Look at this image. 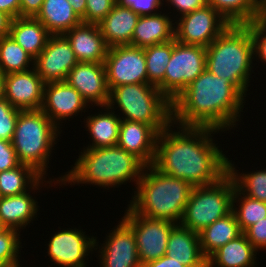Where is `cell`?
<instances>
[{
	"mask_svg": "<svg viewBox=\"0 0 266 267\" xmlns=\"http://www.w3.org/2000/svg\"><path fill=\"white\" fill-rule=\"evenodd\" d=\"M174 125L170 123L158 135L153 163L157 170L193 187L213 184L228 173V158L211 135L220 130L177 125L179 130L173 131Z\"/></svg>",
	"mask_w": 266,
	"mask_h": 267,
	"instance_id": "obj_1",
	"label": "cell"
},
{
	"mask_svg": "<svg viewBox=\"0 0 266 267\" xmlns=\"http://www.w3.org/2000/svg\"><path fill=\"white\" fill-rule=\"evenodd\" d=\"M244 97L229 80L205 69L172 102V123L227 131L240 121Z\"/></svg>",
	"mask_w": 266,
	"mask_h": 267,
	"instance_id": "obj_2",
	"label": "cell"
},
{
	"mask_svg": "<svg viewBox=\"0 0 266 267\" xmlns=\"http://www.w3.org/2000/svg\"><path fill=\"white\" fill-rule=\"evenodd\" d=\"M75 166L65 173L58 180L47 181L46 183L54 186L66 185L72 186L79 184H94L99 187H119L127 181H135V186L146 165L136 156L128 153L119 146L102 147V148H83ZM59 181V182H58ZM73 183V184H72Z\"/></svg>",
	"mask_w": 266,
	"mask_h": 267,
	"instance_id": "obj_3",
	"label": "cell"
},
{
	"mask_svg": "<svg viewBox=\"0 0 266 267\" xmlns=\"http://www.w3.org/2000/svg\"><path fill=\"white\" fill-rule=\"evenodd\" d=\"M192 189L190 183L149 165L144 168L128 207L147 218L179 224Z\"/></svg>",
	"mask_w": 266,
	"mask_h": 267,
	"instance_id": "obj_4",
	"label": "cell"
},
{
	"mask_svg": "<svg viewBox=\"0 0 266 267\" xmlns=\"http://www.w3.org/2000/svg\"><path fill=\"white\" fill-rule=\"evenodd\" d=\"M253 59V40L245 24H231L206 47V69L229 80L245 97Z\"/></svg>",
	"mask_w": 266,
	"mask_h": 267,
	"instance_id": "obj_5",
	"label": "cell"
},
{
	"mask_svg": "<svg viewBox=\"0 0 266 267\" xmlns=\"http://www.w3.org/2000/svg\"><path fill=\"white\" fill-rule=\"evenodd\" d=\"M61 132L41 109L20 110L11 141L20 164L32 167L45 177L54 144Z\"/></svg>",
	"mask_w": 266,
	"mask_h": 267,
	"instance_id": "obj_6",
	"label": "cell"
},
{
	"mask_svg": "<svg viewBox=\"0 0 266 267\" xmlns=\"http://www.w3.org/2000/svg\"><path fill=\"white\" fill-rule=\"evenodd\" d=\"M122 112L123 120L153 126L159 133L172 123V103L148 83L119 85L109 91L107 106Z\"/></svg>",
	"mask_w": 266,
	"mask_h": 267,
	"instance_id": "obj_7",
	"label": "cell"
},
{
	"mask_svg": "<svg viewBox=\"0 0 266 267\" xmlns=\"http://www.w3.org/2000/svg\"><path fill=\"white\" fill-rule=\"evenodd\" d=\"M234 191L228 173L213 184L193 187L179 224L199 233L232 211Z\"/></svg>",
	"mask_w": 266,
	"mask_h": 267,
	"instance_id": "obj_8",
	"label": "cell"
},
{
	"mask_svg": "<svg viewBox=\"0 0 266 267\" xmlns=\"http://www.w3.org/2000/svg\"><path fill=\"white\" fill-rule=\"evenodd\" d=\"M206 69V47L172 40V54L163 81L157 86L172 103Z\"/></svg>",
	"mask_w": 266,
	"mask_h": 267,
	"instance_id": "obj_9",
	"label": "cell"
},
{
	"mask_svg": "<svg viewBox=\"0 0 266 267\" xmlns=\"http://www.w3.org/2000/svg\"><path fill=\"white\" fill-rule=\"evenodd\" d=\"M133 231L141 265L166 255L168 238L176 223L166 219H151L136 214L130 207L121 218Z\"/></svg>",
	"mask_w": 266,
	"mask_h": 267,
	"instance_id": "obj_10",
	"label": "cell"
},
{
	"mask_svg": "<svg viewBox=\"0 0 266 267\" xmlns=\"http://www.w3.org/2000/svg\"><path fill=\"white\" fill-rule=\"evenodd\" d=\"M178 19L174 22L176 41L204 47H208L231 25L208 4Z\"/></svg>",
	"mask_w": 266,
	"mask_h": 267,
	"instance_id": "obj_11",
	"label": "cell"
},
{
	"mask_svg": "<svg viewBox=\"0 0 266 267\" xmlns=\"http://www.w3.org/2000/svg\"><path fill=\"white\" fill-rule=\"evenodd\" d=\"M104 65L109 90L119 85L148 83L144 48L131 45L109 47Z\"/></svg>",
	"mask_w": 266,
	"mask_h": 267,
	"instance_id": "obj_12",
	"label": "cell"
},
{
	"mask_svg": "<svg viewBox=\"0 0 266 267\" xmlns=\"http://www.w3.org/2000/svg\"><path fill=\"white\" fill-rule=\"evenodd\" d=\"M48 242V256L61 267H86L84 258L99 245L96 237L87 236L77 228L58 230Z\"/></svg>",
	"mask_w": 266,
	"mask_h": 267,
	"instance_id": "obj_13",
	"label": "cell"
},
{
	"mask_svg": "<svg viewBox=\"0 0 266 267\" xmlns=\"http://www.w3.org/2000/svg\"><path fill=\"white\" fill-rule=\"evenodd\" d=\"M78 63L64 35H51L43 51L34 59V68L43 82H63Z\"/></svg>",
	"mask_w": 266,
	"mask_h": 267,
	"instance_id": "obj_14",
	"label": "cell"
},
{
	"mask_svg": "<svg viewBox=\"0 0 266 267\" xmlns=\"http://www.w3.org/2000/svg\"><path fill=\"white\" fill-rule=\"evenodd\" d=\"M102 245L98 250L100 267H142L134 231L123 220L108 233Z\"/></svg>",
	"mask_w": 266,
	"mask_h": 267,
	"instance_id": "obj_15",
	"label": "cell"
},
{
	"mask_svg": "<svg viewBox=\"0 0 266 267\" xmlns=\"http://www.w3.org/2000/svg\"><path fill=\"white\" fill-rule=\"evenodd\" d=\"M44 85L34 66L23 72L4 75V98L19 110L41 109Z\"/></svg>",
	"mask_w": 266,
	"mask_h": 267,
	"instance_id": "obj_16",
	"label": "cell"
},
{
	"mask_svg": "<svg viewBox=\"0 0 266 267\" xmlns=\"http://www.w3.org/2000/svg\"><path fill=\"white\" fill-rule=\"evenodd\" d=\"M66 82L89 104L98 107L107 106L110 90L104 63L78 62L69 71Z\"/></svg>",
	"mask_w": 266,
	"mask_h": 267,
	"instance_id": "obj_17",
	"label": "cell"
},
{
	"mask_svg": "<svg viewBox=\"0 0 266 267\" xmlns=\"http://www.w3.org/2000/svg\"><path fill=\"white\" fill-rule=\"evenodd\" d=\"M88 105L82 95L66 81L51 82L44 85L41 110L58 128H60L62 120L73 118L80 111L82 114Z\"/></svg>",
	"mask_w": 266,
	"mask_h": 267,
	"instance_id": "obj_18",
	"label": "cell"
},
{
	"mask_svg": "<svg viewBox=\"0 0 266 267\" xmlns=\"http://www.w3.org/2000/svg\"><path fill=\"white\" fill-rule=\"evenodd\" d=\"M158 135L153 126L121 119L117 146L139 158L146 166L153 165Z\"/></svg>",
	"mask_w": 266,
	"mask_h": 267,
	"instance_id": "obj_19",
	"label": "cell"
},
{
	"mask_svg": "<svg viewBox=\"0 0 266 267\" xmlns=\"http://www.w3.org/2000/svg\"><path fill=\"white\" fill-rule=\"evenodd\" d=\"M78 62L104 63L108 46L98 24L80 23L64 34Z\"/></svg>",
	"mask_w": 266,
	"mask_h": 267,
	"instance_id": "obj_20",
	"label": "cell"
},
{
	"mask_svg": "<svg viewBox=\"0 0 266 267\" xmlns=\"http://www.w3.org/2000/svg\"><path fill=\"white\" fill-rule=\"evenodd\" d=\"M166 255L175 258L186 267H207L203 255L199 233L176 224L168 238Z\"/></svg>",
	"mask_w": 266,
	"mask_h": 267,
	"instance_id": "obj_21",
	"label": "cell"
},
{
	"mask_svg": "<svg viewBox=\"0 0 266 267\" xmlns=\"http://www.w3.org/2000/svg\"><path fill=\"white\" fill-rule=\"evenodd\" d=\"M140 15L130 7L118 3L107 16L98 24L105 43L108 47L131 45L134 28Z\"/></svg>",
	"mask_w": 266,
	"mask_h": 267,
	"instance_id": "obj_22",
	"label": "cell"
},
{
	"mask_svg": "<svg viewBox=\"0 0 266 267\" xmlns=\"http://www.w3.org/2000/svg\"><path fill=\"white\" fill-rule=\"evenodd\" d=\"M159 12L139 17L132 35L131 46L145 48L175 39V23H173L175 19Z\"/></svg>",
	"mask_w": 266,
	"mask_h": 267,
	"instance_id": "obj_23",
	"label": "cell"
},
{
	"mask_svg": "<svg viewBox=\"0 0 266 267\" xmlns=\"http://www.w3.org/2000/svg\"><path fill=\"white\" fill-rule=\"evenodd\" d=\"M9 36L35 59L45 48L51 34L35 17H17L11 21Z\"/></svg>",
	"mask_w": 266,
	"mask_h": 267,
	"instance_id": "obj_24",
	"label": "cell"
},
{
	"mask_svg": "<svg viewBox=\"0 0 266 267\" xmlns=\"http://www.w3.org/2000/svg\"><path fill=\"white\" fill-rule=\"evenodd\" d=\"M29 193L0 197V222L6 228L19 231L37 217L38 202Z\"/></svg>",
	"mask_w": 266,
	"mask_h": 267,
	"instance_id": "obj_25",
	"label": "cell"
},
{
	"mask_svg": "<svg viewBox=\"0 0 266 267\" xmlns=\"http://www.w3.org/2000/svg\"><path fill=\"white\" fill-rule=\"evenodd\" d=\"M257 250L242 233L207 258V267H255Z\"/></svg>",
	"mask_w": 266,
	"mask_h": 267,
	"instance_id": "obj_26",
	"label": "cell"
},
{
	"mask_svg": "<svg viewBox=\"0 0 266 267\" xmlns=\"http://www.w3.org/2000/svg\"><path fill=\"white\" fill-rule=\"evenodd\" d=\"M51 35H64L82 23L68 0H44L41 10L35 16Z\"/></svg>",
	"mask_w": 266,
	"mask_h": 267,
	"instance_id": "obj_27",
	"label": "cell"
},
{
	"mask_svg": "<svg viewBox=\"0 0 266 267\" xmlns=\"http://www.w3.org/2000/svg\"><path fill=\"white\" fill-rule=\"evenodd\" d=\"M105 107V108H104ZM100 114L89 115L84 123L86 131L92 137V143L85 148H102L116 146L120 130V115L115 114V108L110 110L108 106H102ZM111 111V112H110ZM113 111V112H112Z\"/></svg>",
	"mask_w": 266,
	"mask_h": 267,
	"instance_id": "obj_28",
	"label": "cell"
},
{
	"mask_svg": "<svg viewBox=\"0 0 266 267\" xmlns=\"http://www.w3.org/2000/svg\"><path fill=\"white\" fill-rule=\"evenodd\" d=\"M242 233L235 214L231 211L199 232L203 255L208 258L221 246L237 238Z\"/></svg>",
	"mask_w": 266,
	"mask_h": 267,
	"instance_id": "obj_29",
	"label": "cell"
},
{
	"mask_svg": "<svg viewBox=\"0 0 266 267\" xmlns=\"http://www.w3.org/2000/svg\"><path fill=\"white\" fill-rule=\"evenodd\" d=\"M44 179L45 177H42L32 167L20 164L16 168L0 172V195L1 197L20 195L30 189L35 192L36 189L39 190L41 184L43 186L46 182Z\"/></svg>",
	"mask_w": 266,
	"mask_h": 267,
	"instance_id": "obj_30",
	"label": "cell"
},
{
	"mask_svg": "<svg viewBox=\"0 0 266 267\" xmlns=\"http://www.w3.org/2000/svg\"><path fill=\"white\" fill-rule=\"evenodd\" d=\"M230 24H247L265 16L262 0H207Z\"/></svg>",
	"mask_w": 266,
	"mask_h": 267,
	"instance_id": "obj_31",
	"label": "cell"
},
{
	"mask_svg": "<svg viewBox=\"0 0 266 267\" xmlns=\"http://www.w3.org/2000/svg\"><path fill=\"white\" fill-rule=\"evenodd\" d=\"M30 65L34 59L19 44L9 35L0 38V71L4 75L27 71Z\"/></svg>",
	"mask_w": 266,
	"mask_h": 267,
	"instance_id": "obj_32",
	"label": "cell"
},
{
	"mask_svg": "<svg viewBox=\"0 0 266 267\" xmlns=\"http://www.w3.org/2000/svg\"><path fill=\"white\" fill-rule=\"evenodd\" d=\"M235 168L228 158V174L232 177L235 188L247 197L266 202V169L238 174L240 172Z\"/></svg>",
	"mask_w": 266,
	"mask_h": 267,
	"instance_id": "obj_33",
	"label": "cell"
},
{
	"mask_svg": "<svg viewBox=\"0 0 266 267\" xmlns=\"http://www.w3.org/2000/svg\"><path fill=\"white\" fill-rule=\"evenodd\" d=\"M234 203H238L239 206ZM232 211L235 214L241 231L244 232L257 221L266 218V202L247 197L235 188L232 200Z\"/></svg>",
	"mask_w": 266,
	"mask_h": 267,
	"instance_id": "obj_34",
	"label": "cell"
},
{
	"mask_svg": "<svg viewBox=\"0 0 266 267\" xmlns=\"http://www.w3.org/2000/svg\"><path fill=\"white\" fill-rule=\"evenodd\" d=\"M148 84L158 86L165 77V70L172 54V40L144 48Z\"/></svg>",
	"mask_w": 266,
	"mask_h": 267,
	"instance_id": "obj_35",
	"label": "cell"
},
{
	"mask_svg": "<svg viewBox=\"0 0 266 267\" xmlns=\"http://www.w3.org/2000/svg\"><path fill=\"white\" fill-rule=\"evenodd\" d=\"M20 232L12 228H6L0 233V263L5 267L20 265Z\"/></svg>",
	"mask_w": 266,
	"mask_h": 267,
	"instance_id": "obj_36",
	"label": "cell"
},
{
	"mask_svg": "<svg viewBox=\"0 0 266 267\" xmlns=\"http://www.w3.org/2000/svg\"><path fill=\"white\" fill-rule=\"evenodd\" d=\"M20 110L3 98L0 100V139L11 142Z\"/></svg>",
	"mask_w": 266,
	"mask_h": 267,
	"instance_id": "obj_37",
	"label": "cell"
},
{
	"mask_svg": "<svg viewBox=\"0 0 266 267\" xmlns=\"http://www.w3.org/2000/svg\"><path fill=\"white\" fill-rule=\"evenodd\" d=\"M245 25L250 29L252 36L254 58L257 57L262 63H266V15Z\"/></svg>",
	"mask_w": 266,
	"mask_h": 267,
	"instance_id": "obj_38",
	"label": "cell"
},
{
	"mask_svg": "<svg viewBox=\"0 0 266 267\" xmlns=\"http://www.w3.org/2000/svg\"><path fill=\"white\" fill-rule=\"evenodd\" d=\"M117 0H86L83 23L99 24L115 6Z\"/></svg>",
	"mask_w": 266,
	"mask_h": 267,
	"instance_id": "obj_39",
	"label": "cell"
},
{
	"mask_svg": "<svg viewBox=\"0 0 266 267\" xmlns=\"http://www.w3.org/2000/svg\"><path fill=\"white\" fill-rule=\"evenodd\" d=\"M164 0H117L119 5L130 7L140 16L156 14L163 6Z\"/></svg>",
	"mask_w": 266,
	"mask_h": 267,
	"instance_id": "obj_40",
	"label": "cell"
},
{
	"mask_svg": "<svg viewBox=\"0 0 266 267\" xmlns=\"http://www.w3.org/2000/svg\"><path fill=\"white\" fill-rule=\"evenodd\" d=\"M243 233L257 251L266 249V218L257 221Z\"/></svg>",
	"mask_w": 266,
	"mask_h": 267,
	"instance_id": "obj_41",
	"label": "cell"
},
{
	"mask_svg": "<svg viewBox=\"0 0 266 267\" xmlns=\"http://www.w3.org/2000/svg\"><path fill=\"white\" fill-rule=\"evenodd\" d=\"M20 165L12 143L0 139V172L16 168Z\"/></svg>",
	"mask_w": 266,
	"mask_h": 267,
	"instance_id": "obj_42",
	"label": "cell"
},
{
	"mask_svg": "<svg viewBox=\"0 0 266 267\" xmlns=\"http://www.w3.org/2000/svg\"><path fill=\"white\" fill-rule=\"evenodd\" d=\"M165 2L168 3V6L172 5L180 16L201 9L208 4L207 0H165Z\"/></svg>",
	"mask_w": 266,
	"mask_h": 267,
	"instance_id": "obj_43",
	"label": "cell"
},
{
	"mask_svg": "<svg viewBox=\"0 0 266 267\" xmlns=\"http://www.w3.org/2000/svg\"><path fill=\"white\" fill-rule=\"evenodd\" d=\"M44 0H20V17H35Z\"/></svg>",
	"mask_w": 266,
	"mask_h": 267,
	"instance_id": "obj_44",
	"label": "cell"
},
{
	"mask_svg": "<svg viewBox=\"0 0 266 267\" xmlns=\"http://www.w3.org/2000/svg\"><path fill=\"white\" fill-rule=\"evenodd\" d=\"M0 11L12 19L20 17V0H0Z\"/></svg>",
	"mask_w": 266,
	"mask_h": 267,
	"instance_id": "obj_45",
	"label": "cell"
},
{
	"mask_svg": "<svg viewBox=\"0 0 266 267\" xmlns=\"http://www.w3.org/2000/svg\"><path fill=\"white\" fill-rule=\"evenodd\" d=\"M142 267H186L181 264L179 261L175 260V258H170L167 255L162 256L161 258L148 262Z\"/></svg>",
	"mask_w": 266,
	"mask_h": 267,
	"instance_id": "obj_46",
	"label": "cell"
},
{
	"mask_svg": "<svg viewBox=\"0 0 266 267\" xmlns=\"http://www.w3.org/2000/svg\"><path fill=\"white\" fill-rule=\"evenodd\" d=\"M12 18L0 11V38L9 35Z\"/></svg>",
	"mask_w": 266,
	"mask_h": 267,
	"instance_id": "obj_47",
	"label": "cell"
},
{
	"mask_svg": "<svg viewBox=\"0 0 266 267\" xmlns=\"http://www.w3.org/2000/svg\"><path fill=\"white\" fill-rule=\"evenodd\" d=\"M73 10L82 19L86 12V0H68Z\"/></svg>",
	"mask_w": 266,
	"mask_h": 267,
	"instance_id": "obj_48",
	"label": "cell"
},
{
	"mask_svg": "<svg viewBox=\"0 0 266 267\" xmlns=\"http://www.w3.org/2000/svg\"><path fill=\"white\" fill-rule=\"evenodd\" d=\"M4 98V74L0 71V100Z\"/></svg>",
	"mask_w": 266,
	"mask_h": 267,
	"instance_id": "obj_49",
	"label": "cell"
},
{
	"mask_svg": "<svg viewBox=\"0 0 266 267\" xmlns=\"http://www.w3.org/2000/svg\"><path fill=\"white\" fill-rule=\"evenodd\" d=\"M6 227L0 222V233L4 231Z\"/></svg>",
	"mask_w": 266,
	"mask_h": 267,
	"instance_id": "obj_50",
	"label": "cell"
},
{
	"mask_svg": "<svg viewBox=\"0 0 266 267\" xmlns=\"http://www.w3.org/2000/svg\"><path fill=\"white\" fill-rule=\"evenodd\" d=\"M262 4H263V8H264L265 15H266V0H262Z\"/></svg>",
	"mask_w": 266,
	"mask_h": 267,
	"instance_id": "obj_51",
	"label": "cell"
}]
</instances>
